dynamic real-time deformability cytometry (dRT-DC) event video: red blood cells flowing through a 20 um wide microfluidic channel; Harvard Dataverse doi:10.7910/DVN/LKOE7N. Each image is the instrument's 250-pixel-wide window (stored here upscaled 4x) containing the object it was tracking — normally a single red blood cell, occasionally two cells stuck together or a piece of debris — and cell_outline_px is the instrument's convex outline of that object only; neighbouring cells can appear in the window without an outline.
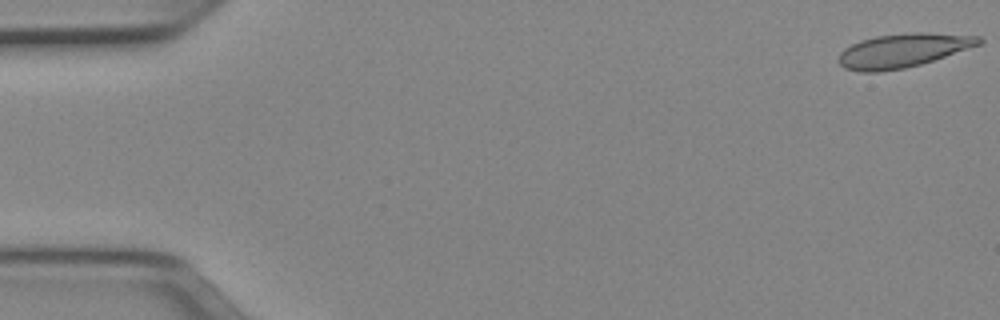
{"species": "Egyptian fruit bat (a non-hibernating species)", "species_latin": "Rousettus aegyptiacus", "temperature_condition": "cold", "stored_images_in_passage": 51, "camera_frame_rate_fps": 3000, "um_per_image_px": 0.085, "animal": {"sex": "female"}, "frame": {"image": 1, "passage_image": 1, "time_ms": 0.0, "image_size_px": [1000, 320], "cell_outline_px": [[984, 40], [980, 44], [920, 64], [904, 68], [880, 72], [860, 72], [844, 68], [836, 60], [840, 52], [844, 48], [860, 40], [876, 36], [908, 32], [924, 32], [980, 36]], "centroid_in_image_um": [76.69, 4.28], "position_along_channel_um": 8.3, "area_um2": 27.63}}
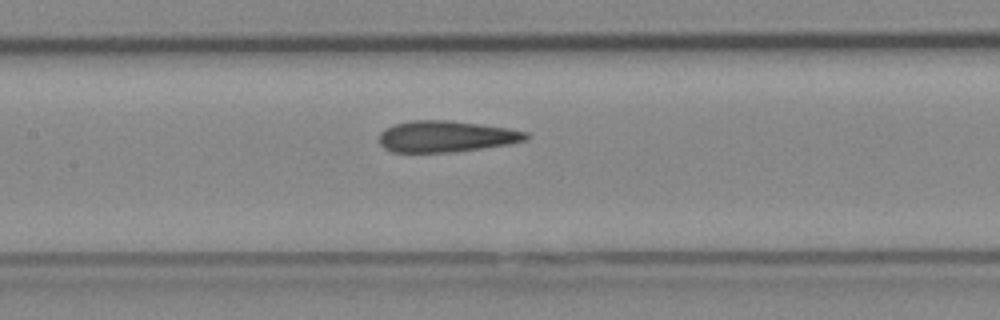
{"frame": {"image": 2, "passage_image": 24, "time_ms": 7.667, "image_size_px": [1000, 320], "cell_outline_px": [[528, 140], [508, 144], [452, 152], [392, 152], [384, 148], [380, 144], [380, 132], [384, 128], [392, 124], [412, 120], [448, 120], [480, 124], [508, 128], [528, 132]], "centroid_in_image_um": [37.89, 11.59], "position_along_channel_um": 169.5, "area_um2": 26.82}}
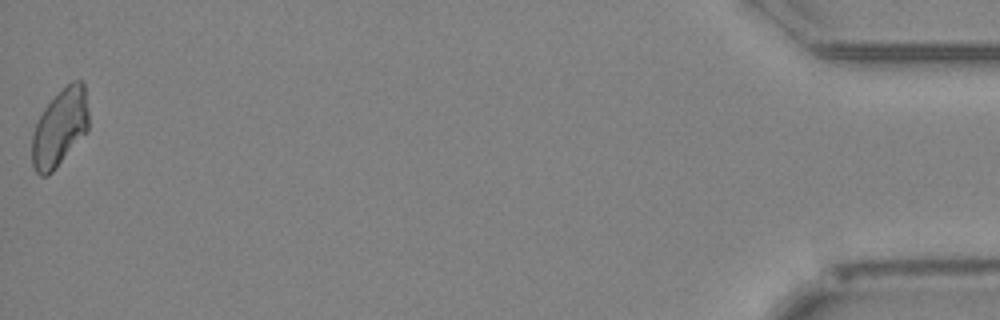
{"frame": {"image": 3, "passage_image": 51, "time_ms": 16.667, "image_size_px": [1000, 320], "cell_outline_px": [[88, 128], [56, 168], [48, 176], [40, 176], [36, 172], [32, 164], [32, 132], [44, 108], [72, 80], [80, 80], [84, 84], [88, 112]], "centroid_in_image_um": [5.06, 10.88], "position_along_channel_um": 430.1, "area_um2": 24.97}, "authors_computed_cell_mechanics": {"area_um2": 26.877, "velocity_mm_per_s": 3.964, "shape_relaxation_time_tau1_ms": null, "shape_relaxation_time_tau2_ms": 2.6839, "deformation_change_tau1": null, "deformation_change_tau2": 0.0798}}